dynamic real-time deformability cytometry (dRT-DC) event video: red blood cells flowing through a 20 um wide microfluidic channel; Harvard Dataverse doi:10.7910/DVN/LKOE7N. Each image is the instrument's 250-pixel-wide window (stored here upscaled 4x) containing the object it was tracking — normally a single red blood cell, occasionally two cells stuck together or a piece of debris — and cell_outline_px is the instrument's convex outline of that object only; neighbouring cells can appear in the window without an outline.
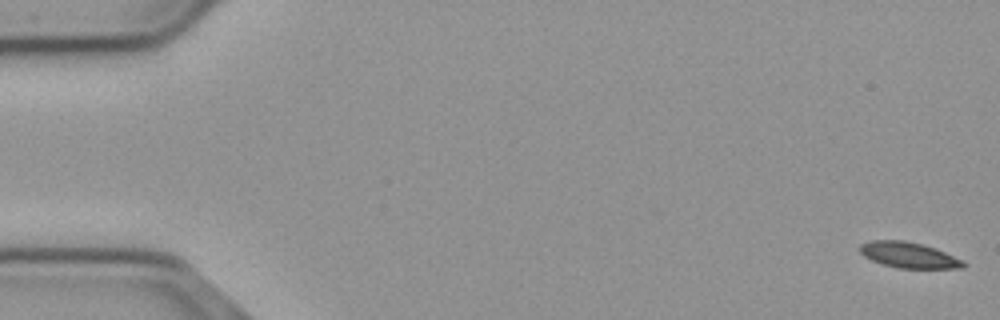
{"species": "common noctule bat (a hibernating species)", "species_latin": "Nyctalus noctula", "temperature_condition": "cold", "stored_images_in_passage": 56, "camera_frame_rate_fps": 3000, "um_per_image_px": 0.085, "animal": {"sex": "male", "body_mass_g": 23.1, "forearm_length_mm": 52.7}, "frame": {"image": 1, "passage_image": 1, "time_ms": 0.0, "image_size_px": [1000, 320], "cell_outline_px": [[968, 264], [964, 268], [896, 268], [872, 260], [864, 256], [860, 252], [860, 244], [872, 240], [904, 240], [936, 248], [964, 260]], "centroid_in_image_um": [77.28, 21.68], "position_along_channel_um": 7.7, "area_um2": 15.55}}
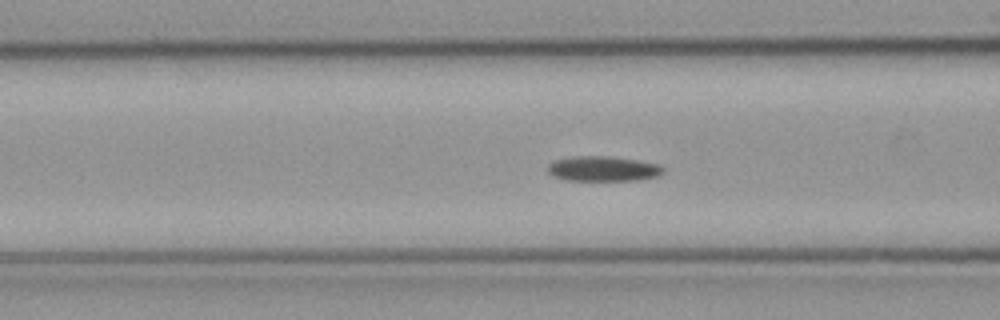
{"frame": {"image": 2, "passage_image": 22, "time_ms": 7.0, "image_size_px": [1000, 320], "cell_outline_px": [[664, 172], [656, 176], [636, 180], [568, 180], [552, 176], [548, 172], [548, 164], [556, 160], [572, 156], [608, 156], [636, 160], [656, 164], [664, 168]], "centroid_in_image_um": [51.22, 14.34], "position_along_channel_um": 115.4, "area_um2": 16.65}}
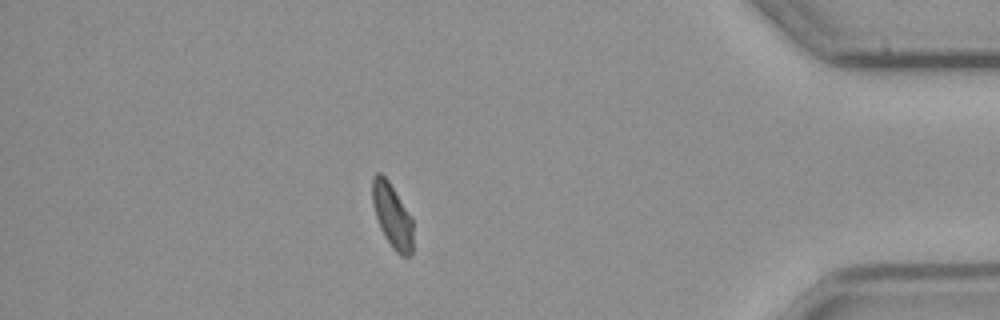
{"frame": {"image": 3, "passage_image": 49, "time_ms": 16.0, "image_size_px": [1000, 320], "cell_outline_px": [[412, 252], [408, 256], [400, 256], [392, 248], [384, 236], [380, 228], [372, 204], [372, 180], [376, 172], [380, 172], [388, 180], [412, 220]], "centroid_in_image_um": [33.31, 18.35], "position_along_channel_um": 401.9, "area_um2": 14.97}}